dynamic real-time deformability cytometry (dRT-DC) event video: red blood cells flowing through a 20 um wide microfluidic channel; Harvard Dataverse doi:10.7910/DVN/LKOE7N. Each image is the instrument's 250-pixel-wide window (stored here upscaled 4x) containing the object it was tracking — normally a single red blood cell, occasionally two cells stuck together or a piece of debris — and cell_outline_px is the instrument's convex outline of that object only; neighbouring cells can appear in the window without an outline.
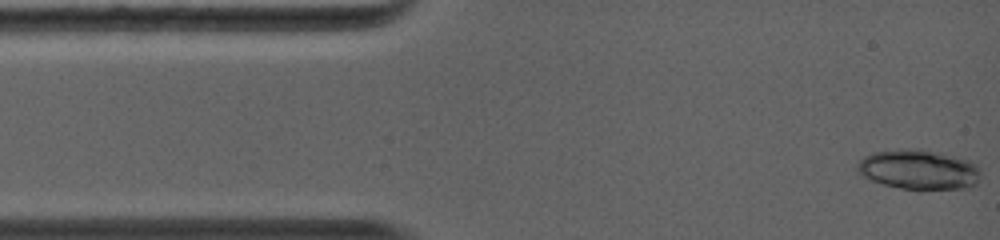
{"species": "common noctule bat (a hibernating species)", "species_latin": "Nyctalus noctula", "temperature_condition": "warm", "stored_images_in_passage": 6, "camera_frame_rate_fps": 5000, "um_per_image_px": 0.085, "animal": {"sex": "female", "body_mass_g": 19.0, "forearm_length_mm": 56.7}, "frame": {"image": 1, "passage_image": 1, "time_ms": 0.0, "image_size_px": [1000, 240], "cell_outline_px": [[980, 176], [976, 184], [964, 188], [920, 192], [900, 188], [884, 184], [860, 176], [856, 168], [860, 160], [864, 156], [876, 152], [904, 148], [920, 148], [956, 156], [968, 160], [976, 164], [980, 168]], "centroid_in_image_um": [78.11, 14.44], "position_along_channel_um": 6.9, "area_um2": 29.36}}